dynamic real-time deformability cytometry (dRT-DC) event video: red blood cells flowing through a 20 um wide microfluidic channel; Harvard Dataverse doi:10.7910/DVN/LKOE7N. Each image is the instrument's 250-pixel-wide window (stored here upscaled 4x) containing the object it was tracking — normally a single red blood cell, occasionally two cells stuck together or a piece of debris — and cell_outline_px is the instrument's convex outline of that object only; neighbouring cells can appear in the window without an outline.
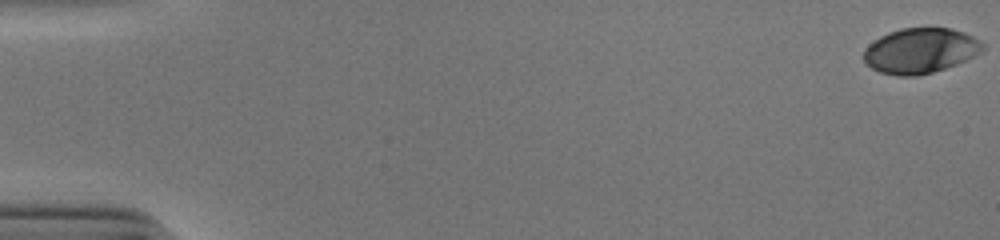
{"species": "human", "species_latin": "Homo sapiens", "temperature_condition": "cold", "stored_images_in_passage": 54, "camera_frame_rate_fps": 3000, "um_per_image_px": 0.085, "donor": {"sex": "male"}, "frame": {"image": 1, "passage_image": 1, "time_ms": 0.0, "image_size_px": [1000, 240], "cell_outline_px": [[984, 48], [980, 52], [956, 64], [932, 72], [916, 76], [896, 76], [880, 72], [872, 68], [864, 60], [864, 48], [868, 44], [880, 36], [888, 32], [900, 28], [952, 28], [964, 32], [980, 40], [984, 44]], "centroid_in_image_um": [78.2, 4.3], "position_along_channel_um": 6.8, "area_um2": 31.27}}
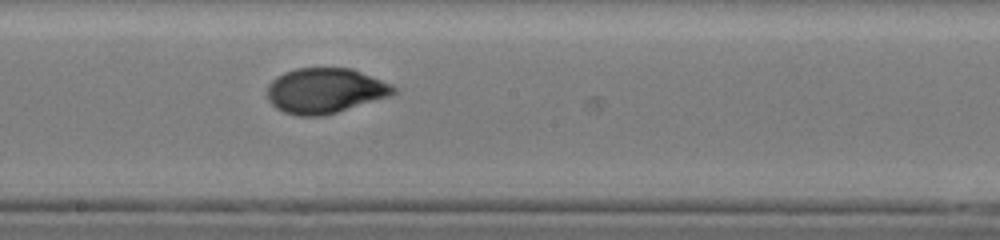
{"frame": {"image": 2, "passage_image": 31, "time_ms": 10.0, "image_size_px": [1000, 240], "cell_outline_px": [[400, 88], [392, 96], [324, 116], [300, 116], [284, 112], [276, 108], [268, 100], [268, 84], [276, 76], [284, 72], [296, 68], [352, 68], [392, 84]], "centroid_in_image_um": [27.67, 7.71], "position_along_channel_um": 220.5, "area_um2": 33.64}}
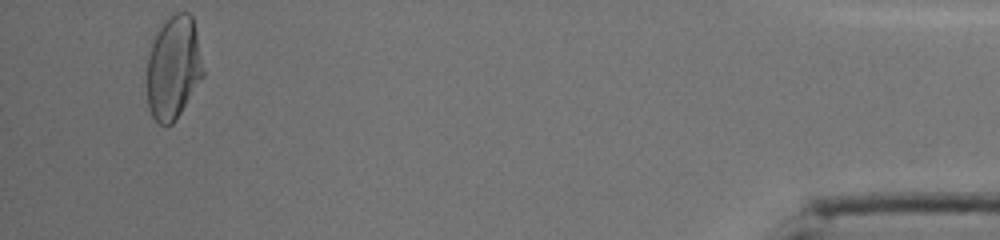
{"frame": {"image": 3, "passage_image": 52, "time_ms": 17.0, "image_size_px": [1000, 240], "cell_outline_px": [[204, 76], [176, 120], [172, 124], [164, 128], [152, 116], [148, 108], [144, 84], [148, 56], [160, 20], [176, 12], [188, 12], [192, 16], [196, 32], [204, 68]], "centroid_in_image_um": [14.7, 5.76], "position_along_channel_um": 420.5, "area_um2": 35.03}, "authors_computed_cell_mechanics": {"area_um2": 33.2639, "velocity_mm_per_s": 3.8814, "shape_relaxation_time_tau1_ms": 5.2922, "shape_relaxation_time_tau2_ms": 0.7707, "deformation_change_tau1": 0.212, "deformation_change_tau2": 0.0431}}